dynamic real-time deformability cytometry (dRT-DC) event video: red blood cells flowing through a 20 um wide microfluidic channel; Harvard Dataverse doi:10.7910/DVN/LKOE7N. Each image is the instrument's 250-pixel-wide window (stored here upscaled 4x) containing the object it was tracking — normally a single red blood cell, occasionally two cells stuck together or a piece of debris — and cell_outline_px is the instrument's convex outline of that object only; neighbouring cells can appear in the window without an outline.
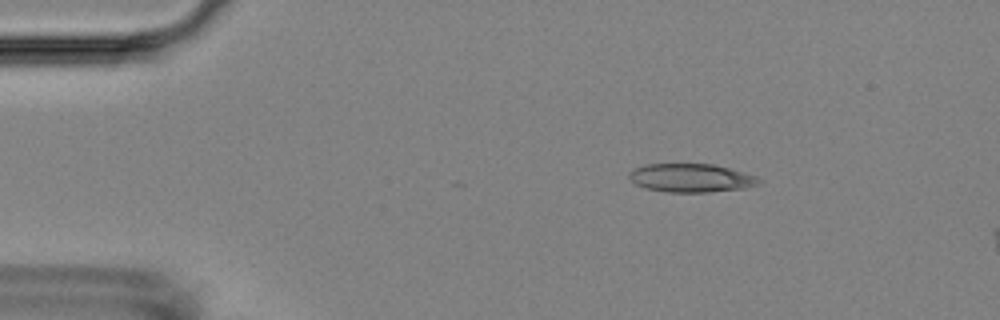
{"species": "Egyptian fruit bat (a non-hibernating species)", "species_latin": "Rousettus aegyptiacus", "temperature_condition": "room temperature", "stored_images_in_passage": 4, "camera_frame_rate_fps": 3000, "um_per_image_px": 0.085, "animal": {"sex": "female"}, "frame": {"image": 1, "passage_image": 2, "time_ms": 1.0, "image_size_px": [1000, 320], "cell_outline_px": [[760, 184], [744, 188], [708, 192], [668, 192], [644, 188], [636, 184], [628, 176], [628, 172], [632, 168], [644, 164], [712, 164], [728, 168], [756, 176], [760, 180]], "centroid_in_image_um": [58.69, 15.12], "position_along_channel_um": 26.3, "area_um2": 21.5}}